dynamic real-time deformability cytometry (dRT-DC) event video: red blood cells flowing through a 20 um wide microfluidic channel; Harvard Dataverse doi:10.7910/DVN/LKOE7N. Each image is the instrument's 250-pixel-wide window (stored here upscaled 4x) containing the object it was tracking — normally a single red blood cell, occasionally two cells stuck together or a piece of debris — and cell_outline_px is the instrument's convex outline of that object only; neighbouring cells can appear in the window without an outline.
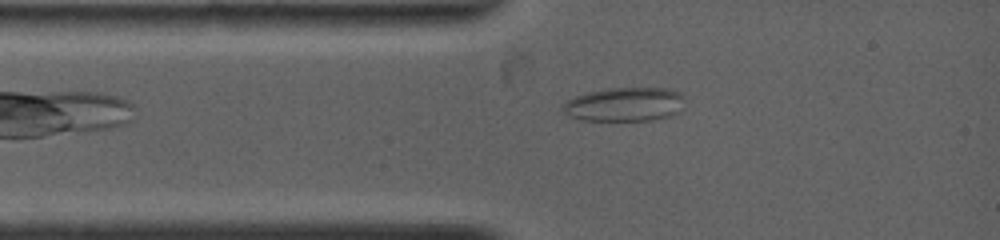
{"species": "common noctule bat (a hibernating species)", "species_latin": "Nyctalus noctula", "temperature_condition": "warm", "stored_images_in_passage": 20, "camera_frame_rate_fps": 4500, "um_per_image_px": 0.085, "animal": {"sex": "female", "body_mass_g": 19.0, "forearm_length_mm": 53.3}, "frame": {"image": 1, "passage_image": 8, "time_ms": 1.333, "image_size_px": [1000, 240], "cell_outline_px": [[684, 108], [680, 112], [672, 116], [652, 120], [580, 120], [568, 116], [560, 108], [568, 100], [576, 96], [588, 92], [608, 88], [672, 88], [680, 92], [684, 96]], "centroid_in_image_um": [53.16, 8.87], "position_along_channel_um": 31.8, "area_um2": 24.51}}
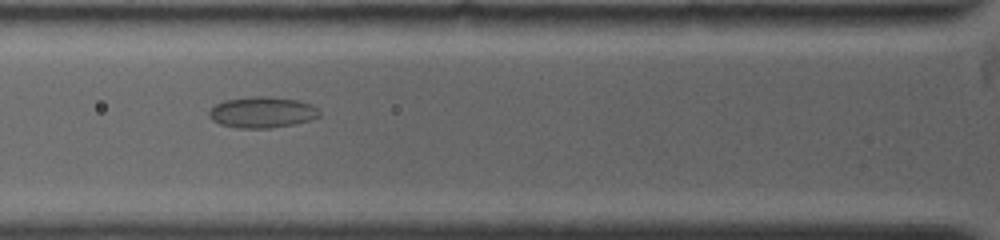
{"frame": {"image": 2, "passage_image": 16, "time_ms": 3.333, "image_size_px": [1000, 240], "cell_outline_px": [[320, 116], [308, 120], [292, 124], [268, 128], [236, 128], [220, 124], [212, 120], [208, 116], [208, 112], [216, 104], [224, 100], [252, 96], [268, 96], [296, 100], [308, 104], [316, 108], [320, 112]], "centroid_in_image_um": [22.23, 9.54], "position_along_channel_um": 103.6, "area_um2": 19.77}}
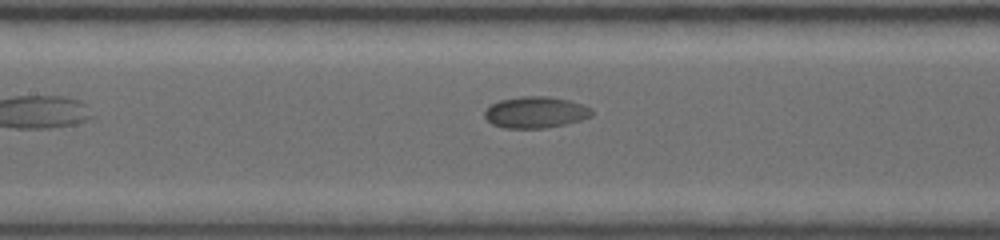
{"frame": {"image": 3, "passage_image": 19, "time_ms": 4.889, "image_size_px": [1000, 240], "cell_outline_px": [[592, 116], [580, 120], [564, 124], [544, 128], [504, 128], [492, 124], [484, 116], [484, 112], [492, 104], [500, 100], [520, 96], [548, 96], [568, 100], [592, 108]], "centroid_in_image_um": [45.51, 9.54], "position_along_channel_um": 161.9, "area_um2": 19.48}}